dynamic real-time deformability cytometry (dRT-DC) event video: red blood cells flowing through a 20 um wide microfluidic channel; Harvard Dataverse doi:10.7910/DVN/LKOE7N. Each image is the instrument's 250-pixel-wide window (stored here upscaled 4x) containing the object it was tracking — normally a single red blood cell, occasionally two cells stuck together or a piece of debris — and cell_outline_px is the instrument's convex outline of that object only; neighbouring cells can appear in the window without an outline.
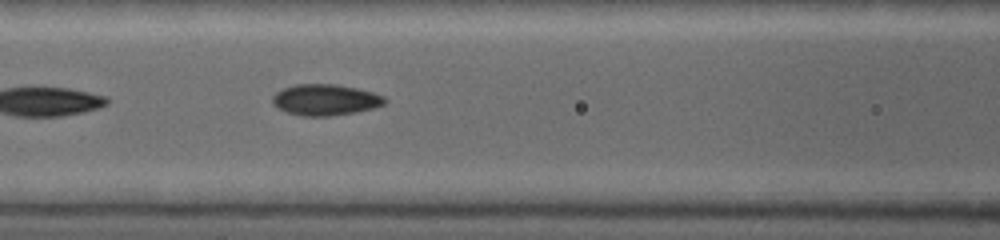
{"species": "common noctule bat (a hibernating species)", "species_latin": "Nyctalus noctula", "temperature_condition": "warm", "stored_images_in_passage": 3, "camera_frame_rate_fps": 5000, "um_per_image_px": 0.085, "animal": {"sex": "female", "body_mass_g": 19.0, "forearm_length_mm": 53.3}, "frame": {"image": 1, "passage_image": 3, "time_ms": 1.8, "image_size_px": [1000, 240], "cell_outline_px": [[388, 100], [384, 104], [372, 108], [352, 112], [328, 116], [300, 116], [276, 108], [272, 104], [272, 96], [276, 92], [284, 88], [296, 84], [336, 84], [356, 88], [372, 92], [384, 96]], "centroid_in_image_um": [27.62, 8.48], "position_along_channel_um": 139.0, "area_um2": 20.29}}